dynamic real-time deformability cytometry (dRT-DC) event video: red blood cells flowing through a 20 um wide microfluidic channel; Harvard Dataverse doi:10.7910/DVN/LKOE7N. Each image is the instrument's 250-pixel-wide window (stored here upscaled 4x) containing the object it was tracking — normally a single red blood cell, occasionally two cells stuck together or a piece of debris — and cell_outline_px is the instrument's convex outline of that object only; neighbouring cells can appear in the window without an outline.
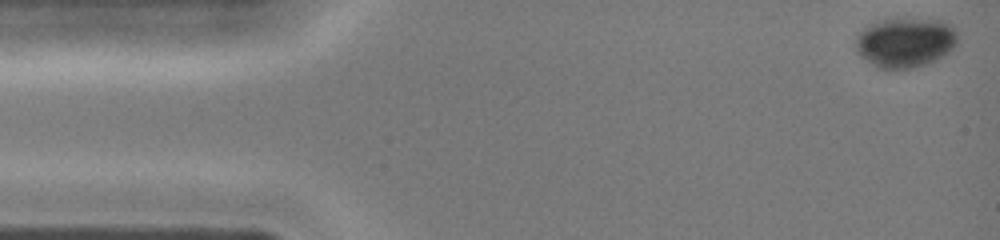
{"species": "common noctule bat (a hibernating species)", "species_latin": "Nyctalus noctula", "temperature_condition": "cold", "stored_images_in_passage": 39, "camera_frame_rate_fps": 3000, "um_per_image_px": 0.085, "animal": {"sex": "female", "body_mass_g": 19.0, "forearm_length_mm": 51.5}, "frame": {"image": 1, "passage_image": 1, "time_ms": 0.0, "image_size_px": [1000, 240], "cell_outline_px": [[960, 44], [944, 56], [936, 60], [912, 68], [876, 68], [860, 56], [856, 52], [856, 36], [864, 28], [880, 20], [896, 16], [908, 16], [944, 20], [952, 24], [956, 28], [960, 36]], "centroid_in_image_um": [77.03, 3.55], "position_along_channel_um": 8.0, "area_um2": 30.92}}
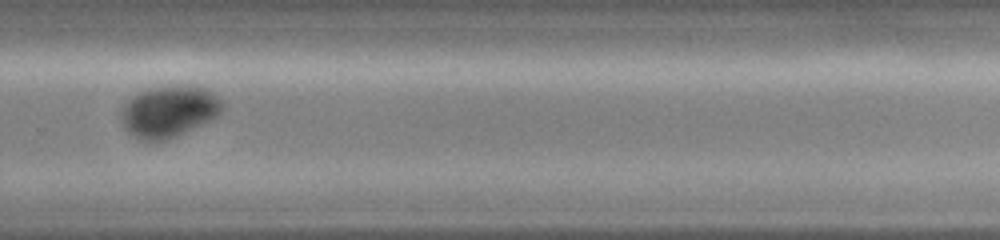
{"frame": {"image": 2, "passage_image": 28, "time_ms": 9.0, "image_size_px": [1000, 240], "cell_outline_px": [[224, 108], [216, 116], [176, 136], [152, 144], [140, 140], [128, 132], [124, 128], [120, 120], [120, 108], [132, 96], [140, 92], [156, 88], [204, 88], [212, 92], [224, 104]], "centroid_in_image_um": [14.28, 9.54], "position_along_channel_um": 315.5, "area_um2": 29.71}}
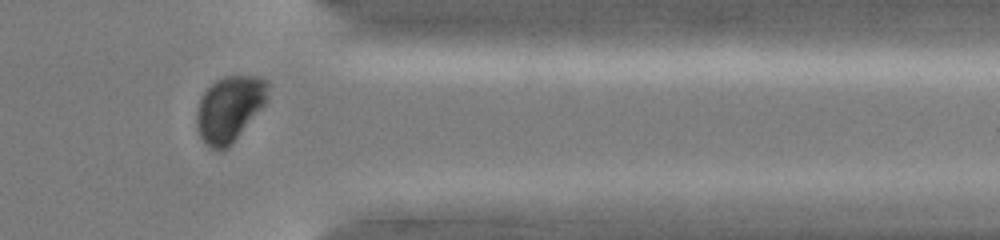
{"frame": {"image": 3, "passage_image": 33, "time_ms": 10.667, "image_size_px": [1000, 240], "cell_outline_px": [[268, 100], [232, 144], [228, 148], [220, 152], [204, 144], [196, 128], [196, 112], [200, 96], [216, 80], [224, 76], [256, 76], [268, 80]], "centroid_in_image_um": [19.49, 9.26], "position_along_channel_um": 391.9, "area_um2": 27.57}}